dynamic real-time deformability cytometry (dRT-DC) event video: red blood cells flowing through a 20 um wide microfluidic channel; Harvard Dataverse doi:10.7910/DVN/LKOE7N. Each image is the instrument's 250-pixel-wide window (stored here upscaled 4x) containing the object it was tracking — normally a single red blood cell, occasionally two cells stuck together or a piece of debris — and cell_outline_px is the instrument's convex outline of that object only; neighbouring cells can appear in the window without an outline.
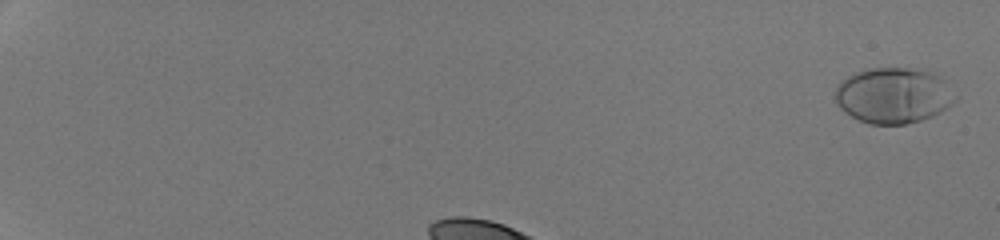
{"species": "human", "species_latin": "Homo sapiens", "temperature_condition": "room temperature", "stored_images_in_passage": 33, "camera_frame_rate_fps": 3000, "um_per_image_px": 0.085, "donor": {"sex": "male"}, "frame": {"image": 1, "passage_image": 2, "time_ms": 0.333, "image_size_px": [1000, 240], "cell_outline_px": [[960, 96], [952, 104], [932, 116], [920, 120], [904, 124], [868, 124], [844, 112], [840, 108], [832, 96], [836, 88], [848, 76], [856, 72], [868, 68], [924, 68], [936, 76]], "centroid_in_image_um": [75.93, 8.11], "position_along_channel_um": 9.1, "area_um2": 39.02}}
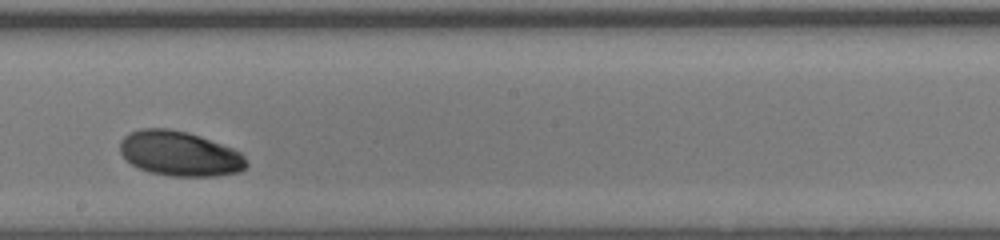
{"frame": {"image": 2, "passage_image": 21, "time_ms": 6.667, "image_size_px": [1000, 240], "cell_outline_px": [[248, 164], [240, 172], [216, 176], [172, 176], [152, 172], [140, 168], [132, 164], [120, 152], [120, 140], [124, 136], [140, 128], [168, 128], [188, 132], [200, 136], [232, 148], [240, 152], [244, 156]], "centroid_in_image_um": [15.28, 13.05], "position_along_channel_um": 232.9, "area_um2": 32.89}}
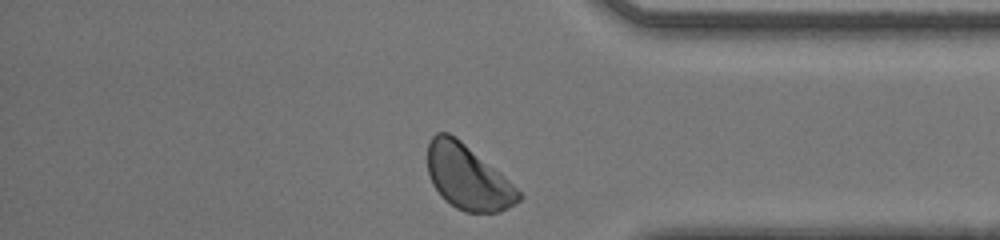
{"frame": {"image": 3, "passage_image": 33, "time_ms": 10.667, "image_size_px": [1000, 240], "cell_outline_px": [[524, 196], [520, 200], [508, 208], [496, 212], [464, 212], [456, 208], [444, 200], [440, 196], [432, 184], [428, 176], [428, 144], [432, 136], [436, 132], [448, 132], [456, 136], [512, 184]], "centroid_in_image_um": [39.71, 15.07], "position_along_channel_um": 395.5, "area_um2": 34.04}, "authors_computed_cell_mechanics": {"area_um2": 33.2928, "velocity_mm_per_s": 4.1955, "shape_relaxation_time_tau1_ms": 2.3702, "shape_relaxation_time_tau2_ms": null, "deformation_change_tau1": 0.122, "deformation_change_tau2": null}}